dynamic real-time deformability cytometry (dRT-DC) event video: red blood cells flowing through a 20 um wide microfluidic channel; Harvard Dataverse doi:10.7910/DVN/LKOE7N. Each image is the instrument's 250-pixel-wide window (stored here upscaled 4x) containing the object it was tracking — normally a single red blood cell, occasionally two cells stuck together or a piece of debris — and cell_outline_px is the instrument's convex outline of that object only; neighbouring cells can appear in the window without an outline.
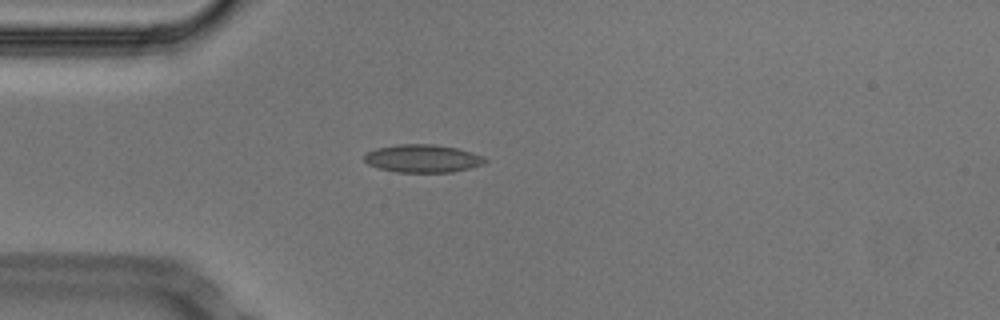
{"species": "Egyptian fruit bat (a non-hibernating species)", "species_latin": "Rousettus aegyptiacus", "temperature_condition": "cold", "stored_images_in_passage": 40, "camera_frame_rate_fps": 3000, "um_per_image_px": 0.085, "animal": {"sex": "male"}, "frame": {"image": 1, "passage_image": 1, "time_ms": 0.0, "image_size_px": [1000, 320], "cell_outline_px": [[488, 160], [484, 164], [452, 172], [396, 172], [380, 168], [368, 164], [364, 160], [364, 156], [368, 152], [376, 148], [400, 144], [432, 144], [456, 148], [472, 152]], "centroid_in_image_um": [35.92, 13.47], "position_along_channel_um": 49.1, "area_um2": 19.42}}
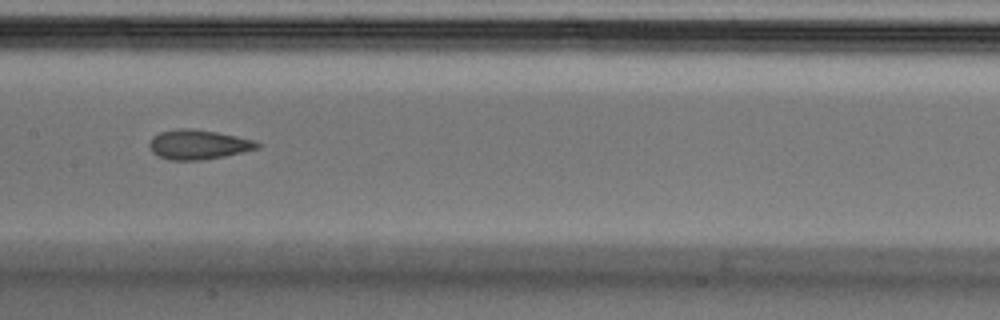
{"frame": {"image": 2, "passage_image": 13, "time_ms": 4.0, "image_size_px": [1000, 320], "cell_outline_px": [[260, 148], [224, 156], [204, 160], [168, 160], [152, 152], [148, 144], [152, 136], [160, 132], [180, 128], [188, 128], [216, 132], [256, 140], [260, 144]], "centroid_in_image_um": [16.85, 12.29], "position_along_channel_um": 190.5, "area_um2": 18.61}}
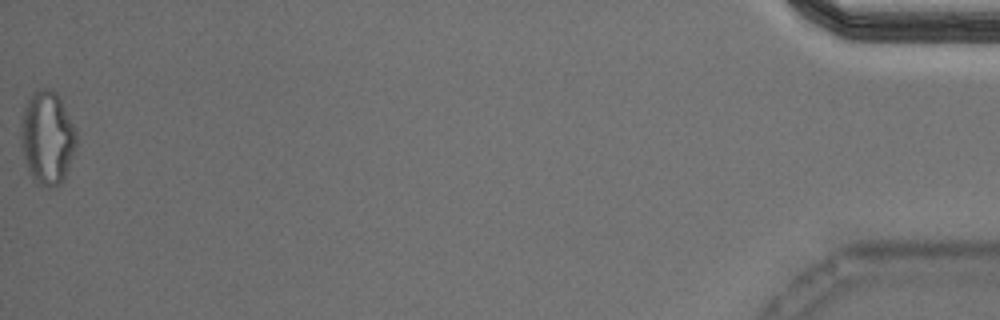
{"frame": {"image": 3, "passage_image": 40, "time_ms": 13.0, "image_size_px": [1000, 320], "cell_outline_px": [[76, 144], [68, 168], [60, 184], [48, 188], [36, 184], [32, 180], [28, 172], [20, 144], [20, 120], [24, 104], [32, 92], [36, 88], [48, 88], [56, 92], [76, 128]], "centroid_in_image_um": [3.97, 11.69], "position_along_channel_um": 431.2, "area_um2": 30.69}, "authors_computed_cell_mechanics": {"area_um2": 18.7561, "velocity_mm_per_s": 3.7728, "shape_relaxation_time_tau1_ms": null, "shape_relaxation_time_tau2_ms": 1.9711, "deformation_change_tau1": null, "deformation_change_tau2": 0.0763}}